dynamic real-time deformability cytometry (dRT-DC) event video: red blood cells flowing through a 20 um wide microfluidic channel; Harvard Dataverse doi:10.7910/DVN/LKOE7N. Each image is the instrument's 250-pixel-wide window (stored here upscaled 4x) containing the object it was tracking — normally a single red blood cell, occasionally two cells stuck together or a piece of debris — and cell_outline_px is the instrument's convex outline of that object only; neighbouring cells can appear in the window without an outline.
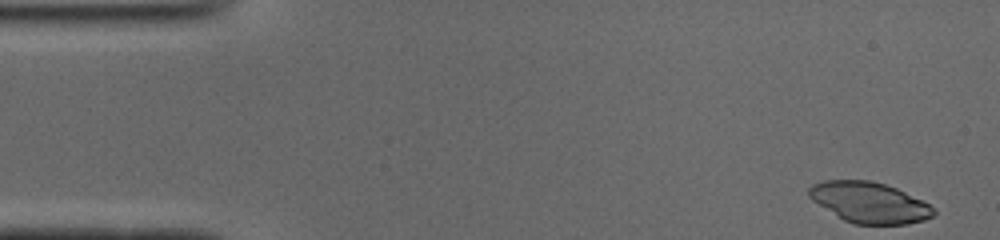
{"species": "common noctule bat (a hibernating species)", "species_latin": "Nyctalus noctula", "temperature_condition": "cold", "stored_images_in_passage": 49, "camera_frame_rate_fps": 3000, "um_per_image_px": 0.085, "animal": {"sex": "male", "body_mass_g": 19.0, "forearm_length_mm": 50.8}, "frame": {"image": 1, "passage_image": 1, "time_ms": 0.0, "image_size_px": [1000, 240], "cell_outline_px": [[936, 212], [932, 216], [924, 220], [908, 224], [852, 224], [844, 220], [812, 200], [808, 196], [808, 188], [812, 184], [824, 180], [868, 180], [884, 184], [896, 188], [928, 204]], "centroid_in_image_um": [73.86, 17.21], "position_along_channel_um": 11.1, "area_um2": 29.3}}